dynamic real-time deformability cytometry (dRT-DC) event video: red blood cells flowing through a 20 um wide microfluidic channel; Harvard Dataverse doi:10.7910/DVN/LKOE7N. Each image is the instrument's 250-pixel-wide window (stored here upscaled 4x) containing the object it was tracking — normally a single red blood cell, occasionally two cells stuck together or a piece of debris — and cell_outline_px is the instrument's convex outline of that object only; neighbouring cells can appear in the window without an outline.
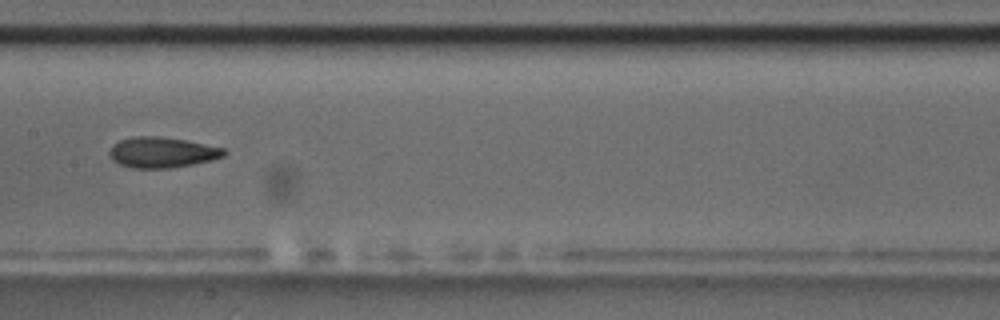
{"species": "common noctule bat (a hibernating species)", "species_latin": "Nyctalus noctula", "temperature_condition": "room temperature", "stored_images_in_passage": 8, "camera_frame_rate_fps": 3000, "um_per_image_px": 0.085, "animal": {"sex": "male", "body_mass_g": 17.5, "forearm_length_mm": 52.3}, "frame": {"image": 1, "passage_image": 8, "time_ms": 8.0, "image_size_px": [1000, 320], "cell_outline_px": [[228, 152], [224, 156], [212, 160], [192, 164], [168, 168], [132, 168], [120, 164], [112, 160], [108, 152], [112, 144], [120, 140], [132, 136], [160, 136], [184, 140], [224, 148]], "centroid_in_image_um": [13.75, 12.95], "position_along_channel_um": 193.7, "area_um2": 20.46}}